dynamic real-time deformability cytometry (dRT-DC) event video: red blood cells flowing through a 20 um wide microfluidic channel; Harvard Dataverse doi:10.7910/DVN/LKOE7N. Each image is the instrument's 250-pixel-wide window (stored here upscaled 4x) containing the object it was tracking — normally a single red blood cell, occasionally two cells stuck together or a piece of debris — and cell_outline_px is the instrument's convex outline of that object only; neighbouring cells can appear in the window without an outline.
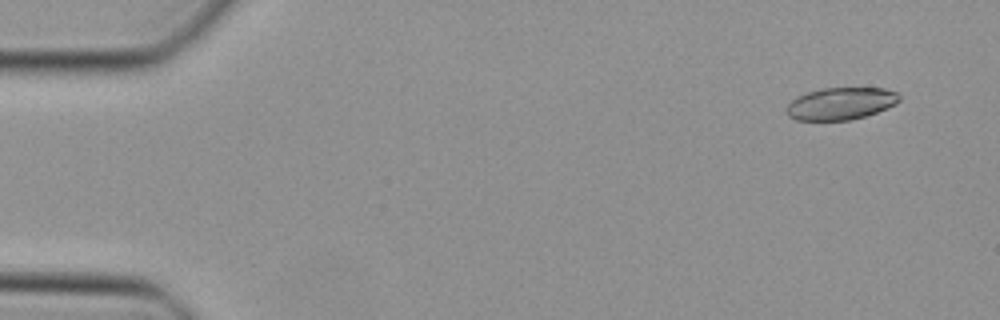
{"species": "Egyptian fruit bat (a non-hibernating species)", "species_latin": "Rousettus aegyptiacus", "temperature_condition": "cold", "stored_images_in_passage": 46, "camera_frame_rate_fps": 3000, "um_per_image_px": 0.085, "animal": {"sex": "female"}, "frame": {"image": 1, "passage_image": 2, "time_ms": 0.333, "image_size_px": [1000, 320], "cell_outline_px": [[900, 100], [896, 104], [876, 112], [864, 116], [848, 120], [796, 120], [788, 116], [788, 104], [796, 96], [820, 88], [884, 88], [896, 92], [900, 96]], "centroid_in_image_um": [71.47, 8.79], "position_along_channel_um": 13.5, "area_um2": 21.04}}
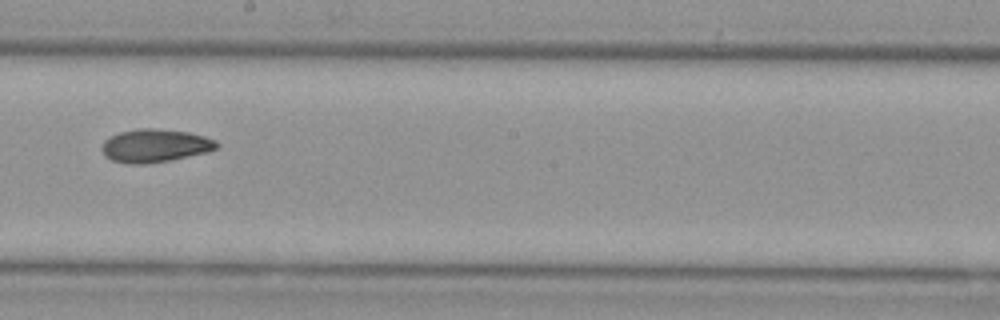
{"frame": {"image": 2, "passage_image": 26, "time_ms": 8.333, "image_size_px": [1000, 320], "cell_outline_px": [[220, 144], [216, 148], [208, 152], [168, 160], [144, 164], [128, 164], [112, 160], [104, 156], [104, 140], [120, 132], [140, 128], [152, 128], [188, 132], [204, 136], [216, 140]], "centroid_in_image_um": [13.2, 12.38], "position_along_channel_um": 235.0, "area_um2": 21.91}}
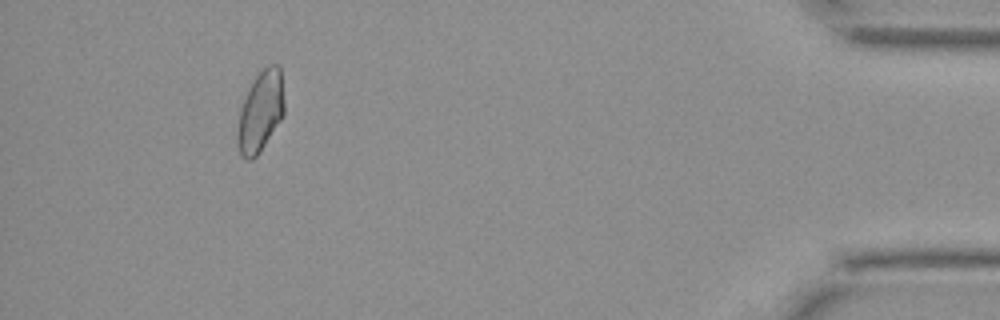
{"frame": {"image": 3, "passage_image": 43, "time_ms": 14.0, "image_size_px": [1000, 320], "cell_outline_px": [[284, 116], [260, 152], [252, 160], [248, 160], [240, 152], [236, 140], [236, 132], [240, 108], [248, 88], [256, 76], [268, 64], [276, 64], [280, 68], [284, 100]], "centroid_in_image_um": [22.14, 9.49], "position_along_channel_um": 413.1, "area_um2": 22.14}}